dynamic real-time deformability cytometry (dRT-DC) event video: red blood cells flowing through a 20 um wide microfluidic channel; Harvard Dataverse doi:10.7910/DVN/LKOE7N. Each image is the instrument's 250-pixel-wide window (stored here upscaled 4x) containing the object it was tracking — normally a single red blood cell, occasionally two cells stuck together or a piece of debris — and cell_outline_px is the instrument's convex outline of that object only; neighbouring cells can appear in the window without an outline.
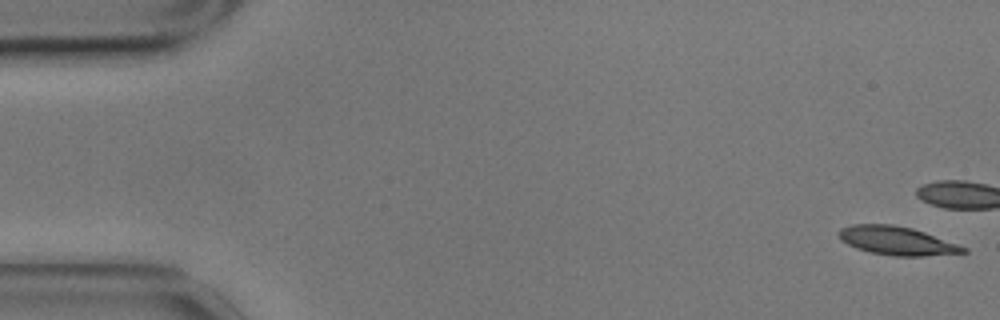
{"species": "common noctule bat (a hibernating species)", "species_latin": "Nyctalus noctula", "temperature_condition": "cold", "stored_images_in_passage": 14, "camera_frame_rate_fps": 3000, "um_per_image_px": 0.085, "animal": {"sex": "male", "body_mass_g": 17.9}, "frame": {"image": 1, "passage_image": 1, "time_ms": 0.0, "image_size_px": [1000, 320], "cell_outline_px": [[968, 252], [924, 256], [892, 256], [872, 252], [856, 248], [840, 240], [836, 232], [840, 228], [852, 224], [892, 224], [912, 228], [924, 232], [968, 248]], "centroid_in_image_um": [76.19, 20.46], "position_along_channel_um": 8.8, "area_um2": 20.69}}